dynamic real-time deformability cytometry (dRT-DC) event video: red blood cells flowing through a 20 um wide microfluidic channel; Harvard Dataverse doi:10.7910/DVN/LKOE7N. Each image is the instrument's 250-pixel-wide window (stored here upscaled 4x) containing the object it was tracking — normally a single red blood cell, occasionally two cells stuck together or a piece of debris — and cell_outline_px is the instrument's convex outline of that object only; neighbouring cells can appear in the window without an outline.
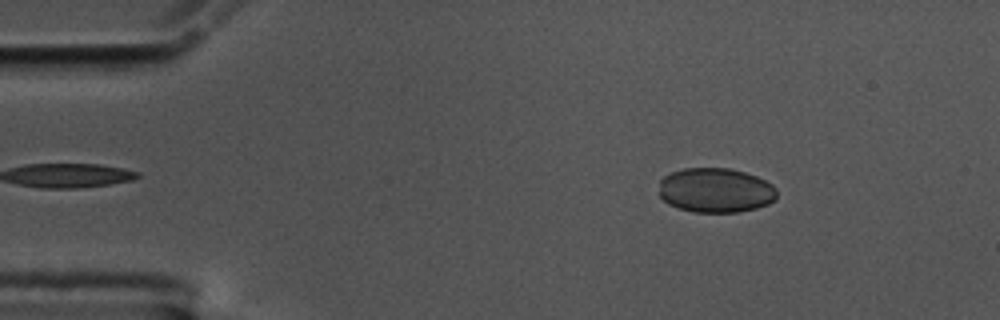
{"species": "common noctule bat (a hibernating species)", "species_latin": "Nyctalus noctula", "temperature_condition": "cold", "stored_images_in_passage": 56, "camera_frame_rate_fps": 3000, "um_per_image_px": 0.085, "animal": {"sex": "male", "body_mass_g": 17.5, "forearm_length_mm": 52.3}, "frame": {"image": 1, "passage_image": 8, "time_ms": 2.333, "image_size_px": [1000, 320], "cell_outline_px": [[776, 200], [768, 204], [756, 208], [740, 212], [692, 212], [668, 204], [660, 196], [660, 180], [664, 176], [672, 172], [684, 168], [728, 168], [744, 172], [756, 176], [772, 184], [776, 188]], "centroid_in_image_um": [60.84, 16.18], "position_along_channel_um": 24.2, "area_um2": 30.69}}
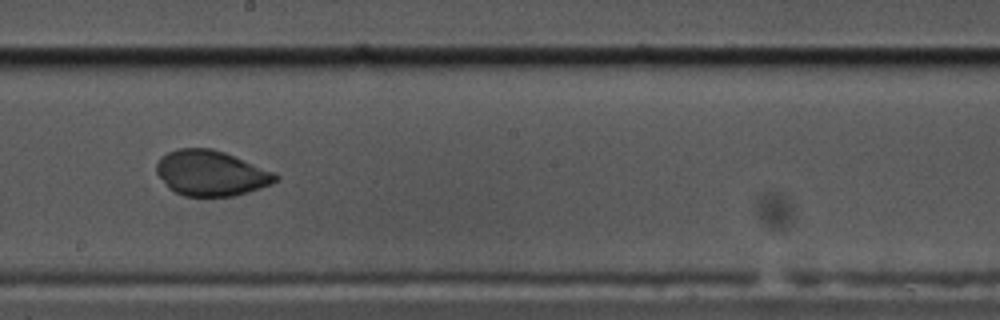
{"frame": {"image": 2, "passage_image": 31, "time_ms": 10.0, "image_size_px": [1000, 320], "cell_outline_px": [[280, 176], [272, 184], [260, 188], [232, 196], [184, 196], [168, 188], [156, 172], [156, 164], [160, 156], [176, 148], [212, 148], [224, 152], [276, 172]], "centroid_in_image_um": [17.93, 14.71], "position_along_channel_um": 230.3, "area_um2": 31.56}}
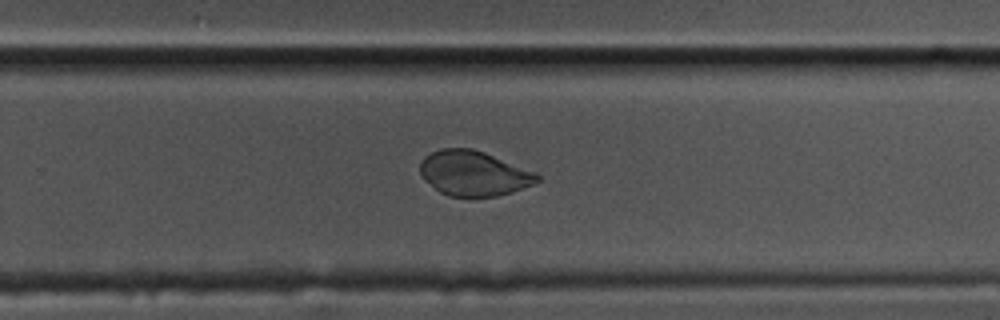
{"frame": {"image": 3, "passage_image": 36, "time_ms": 11.667, "image_size_px": [1000, 320], "cell_outline_px": [[540, 180], [536, 184], [512, 192], [496, 196], [448, 196], [440, 192], [424, 180], [420, 176], [420, 160], [424, 156], [440, 148], [472, 148], [484, 152], [536, 172], [540, 176]], "centroid_in_image_um": [40.26, 14.73], "position_along_channel_um": 289.5, "area_um2": 30.87}}